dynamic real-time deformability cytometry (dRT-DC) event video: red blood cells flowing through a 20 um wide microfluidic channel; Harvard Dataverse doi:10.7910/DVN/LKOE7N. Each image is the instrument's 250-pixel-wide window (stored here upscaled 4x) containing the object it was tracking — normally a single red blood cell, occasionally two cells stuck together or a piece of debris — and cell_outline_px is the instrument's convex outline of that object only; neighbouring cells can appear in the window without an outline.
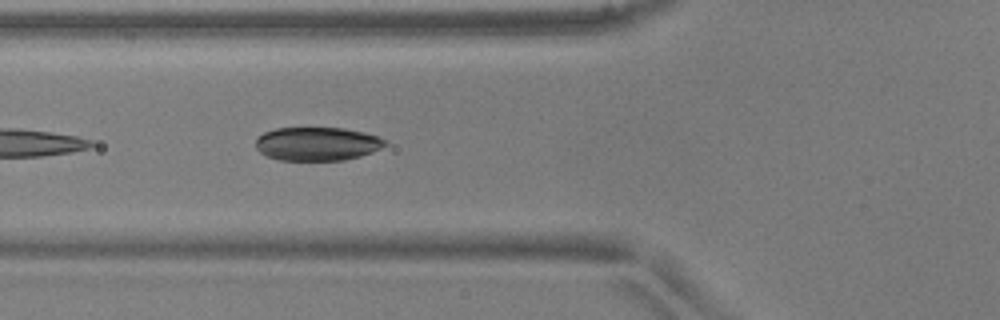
{"species": "common noctule bat (a hibernating species)", "species_latin": "Nyctalus noctula", "temperature_condition": "warm", "stored_images_in_passage": 28, "camera_frame_rate_fps": 3000, "um_per_image_px": 0.085, "animal": {"sex": "male", "body_mass_g": 17.9, "forearm_length_mm": 54.2}, "frame": {"image": 1, "passage_image": 9, "time_ms": 2.667, "image_size_px": [1000, 320], "cell_outline_px": [[388, 144], [372, 152], [360, 156], [344, 160], [280, 160], [268, 156], [260, 152], [256, 148], [256, 140], [264, 132], [276, 128], [344, 128], [364, 132], [380, 136], [388, 140]], "centroid_in_image_um": [27.01, 12.22], "position_along_channel_um": 98.8, "area_um2": 25.37}}